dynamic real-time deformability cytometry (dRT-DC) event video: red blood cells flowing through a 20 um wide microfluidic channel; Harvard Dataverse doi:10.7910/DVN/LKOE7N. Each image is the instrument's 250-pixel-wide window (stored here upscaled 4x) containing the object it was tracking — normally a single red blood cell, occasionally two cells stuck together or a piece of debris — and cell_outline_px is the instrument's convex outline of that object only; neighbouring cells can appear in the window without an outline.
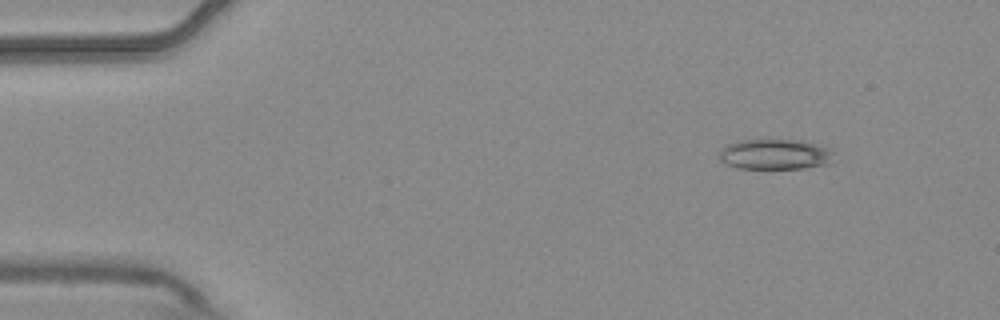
{"species": "common noctule bat (a hibernating species)", "species_latin": "Nyctalus noctula", "temperature_condition": "warm", "stored_images_in_passage": 5, "camera_frame_rate_fps": 3000, "um_per_image_px": 0.085, "animal": {"sex": "male", "body_mass_g": 20.4}, "frame": {"image": 1, "passage_image": 2, "time_ms": 0.333, "image_size_px": [1000, 320], "cell_outline_px": [[836, 152], [828, 164], [804, 168], [740, 168], [728, 164], [720, 160], [720, 148], [728, 144], [740, 140], [804, 140], [832, 148]], "centroid_in_image_um": [65.94, 13.1], "position_along_channel_um": 19.1, "area_um2": 20.4}}
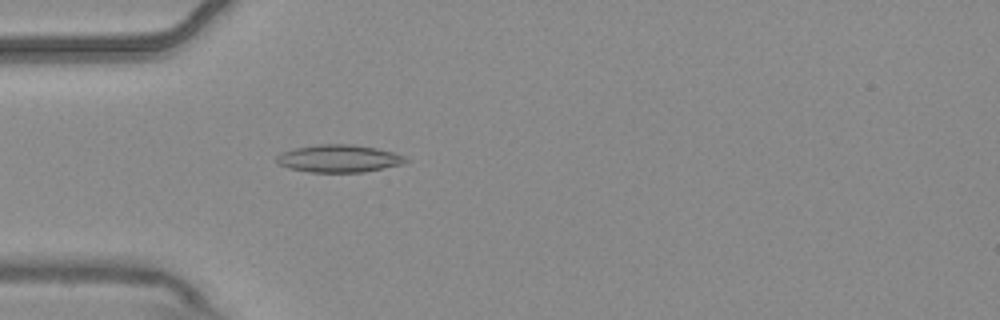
{"frame": {"image": 2, "passage_image": 5, "time_ms": 1.333, "image_size_px": [1000, 320], "cell_outline_px": [[408, 160], [400, 164], [384, 168], [364, 172], [308, 172], [288, 168], [280, 164], [276, 160], [276, 156], [280, 152], [296, 148], [320, 144], [352, 144], [376, 148], [392, 152], [404, 156]], "centroid_in_image_um": [28.77, 13.47], "position_along_channel_um": 56.2, "area_um2": 20.58}}